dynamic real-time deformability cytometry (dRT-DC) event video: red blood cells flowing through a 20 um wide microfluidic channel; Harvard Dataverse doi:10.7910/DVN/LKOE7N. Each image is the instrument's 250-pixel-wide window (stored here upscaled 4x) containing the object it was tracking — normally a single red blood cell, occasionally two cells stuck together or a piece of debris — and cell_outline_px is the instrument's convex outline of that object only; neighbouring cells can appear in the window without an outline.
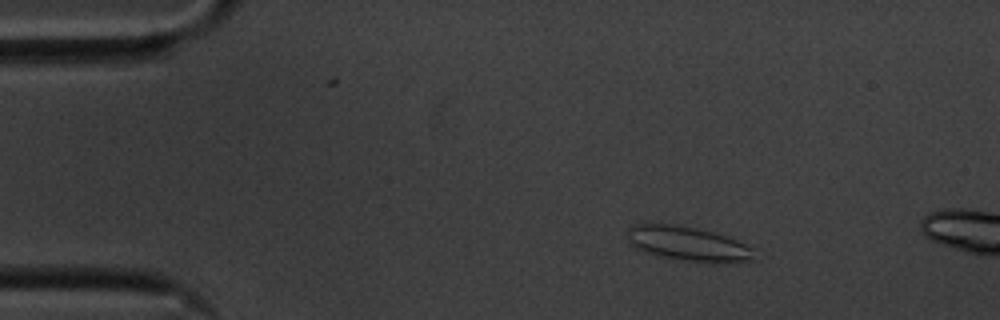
{"species": "common noctule bat (a hibernating species)", "species_latin": "Nyctalus noctula", "temperature_condition": "cold", "stored_images_in_passage": 5, "camera_frame_rate_fps": 3000, "um_per_image_px": 0.085, "animal": {"sex": "male", "body_mass_g": 20.1, "forearm_length_mm": 53.5}, "frame": {"image": 1, "passage_image": 1, "time_ms": 0.0, "image_size_px": [1000, 320], "cell_outline_px": [[756, 260], [688, 260], [664, 256], [644, 252], [636, 248], [628, 240], [628, 228], [632, 224], [648, 220], [696, 228], [716, 232], [756, 248]], "centroid_in_image_um": [58.4, 20.63], "position_along_channel_um": 26.6, "area_um2": 25.26}}